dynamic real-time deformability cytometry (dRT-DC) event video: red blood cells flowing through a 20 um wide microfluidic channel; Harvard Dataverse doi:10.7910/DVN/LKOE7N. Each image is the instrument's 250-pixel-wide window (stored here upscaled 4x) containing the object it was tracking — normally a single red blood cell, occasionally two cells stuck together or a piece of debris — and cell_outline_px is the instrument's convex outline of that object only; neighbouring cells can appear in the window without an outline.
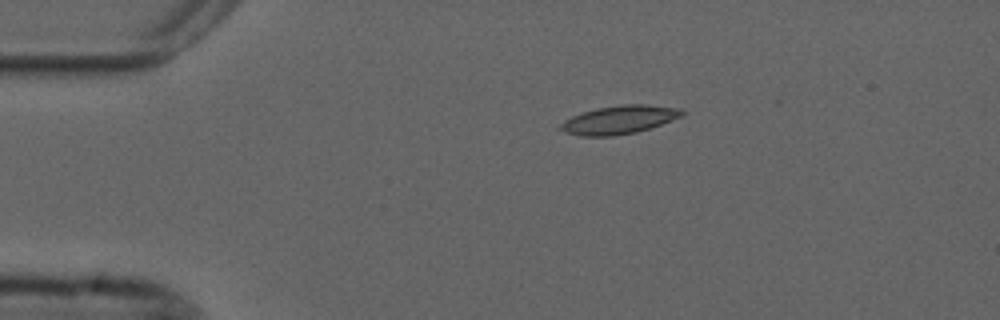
{"species": "common noctule bat (a hibernating species)", "species_latin": "Nyctalus noctula", "temperature_condition": "cold", "stored_images_in_passage": 6, "camera_frame_rate_fps": 3000, "um_per_image_px": 0.085, "animal": {"sex": "male", "forearm_length_mm": 52.5}, "frame": {"image": 1, "passage_image": 1, "time_ms": 0.0, "image_size_px": [1000, 320], "cell_outline_px": [[684, 112], [680, 116], [660, 124], [636, 132], [612, 136], [580, 136], [556, 128], [564, 120], [572, 116], [596, 108], [624, 104], [648, 104], [680, 108]], "centroid_in_image_um": [52.59, 10.17], "position_along_channel_um": 32.4, "area_um2": 19.83}}
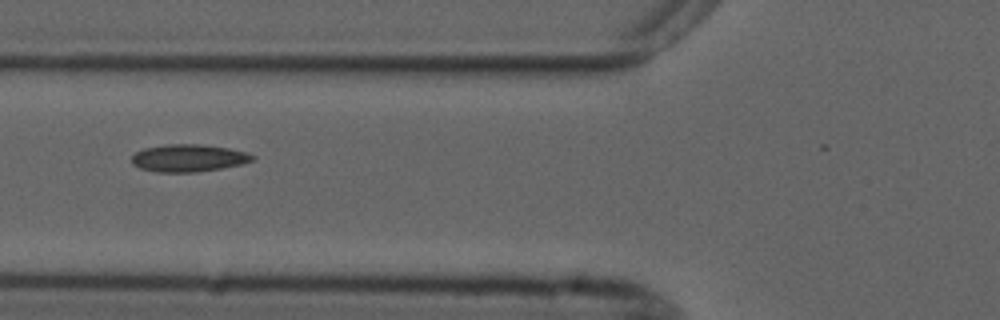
{"frame": {"image": 2, "passage_image": 4, "time_ms": 3.333, "image_size_px": [1000, 320], "cell_outline_px": [[256, 160], [244, 164], [196, 172], [156, 172], [140, 168], [132, 164], [132, 156], [136, 152], [144, 148], [164, 144], [204, 144], [228, 148], [244, 152], [256, 156]], "centroid_in_image_um": [16.04, 13.43], "position_along_channel_um": 109.8, "area_um2": 19.42}}
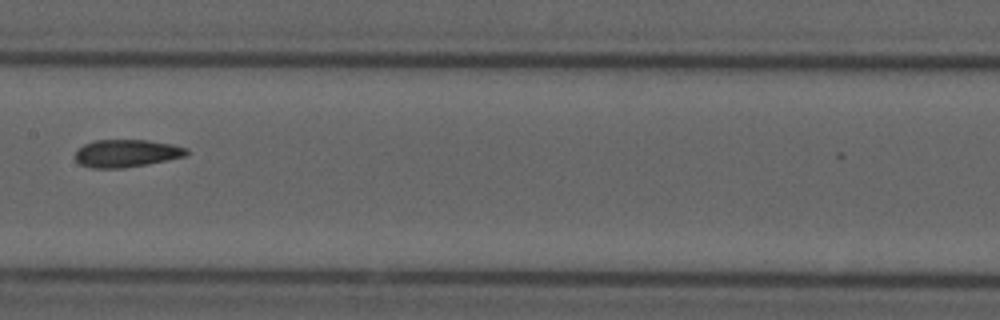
{"frame": {"image": 3, "passage_image": 6, "time_ms": 5.667, "image_size_px": [1000, 320], "cell_outline_px": [[188, 152], [184, 156], [148, 164], [124, 168], [92, 168], [80, 164], [76, 160], [76, 148], [84, 144], [96, 140], [148, 140], [172, 144], [188, 148]], "centroid_in_image_um": [10.73, 13.03], "position_along_channel_um": 196.7, "area_um2": 17.92}}